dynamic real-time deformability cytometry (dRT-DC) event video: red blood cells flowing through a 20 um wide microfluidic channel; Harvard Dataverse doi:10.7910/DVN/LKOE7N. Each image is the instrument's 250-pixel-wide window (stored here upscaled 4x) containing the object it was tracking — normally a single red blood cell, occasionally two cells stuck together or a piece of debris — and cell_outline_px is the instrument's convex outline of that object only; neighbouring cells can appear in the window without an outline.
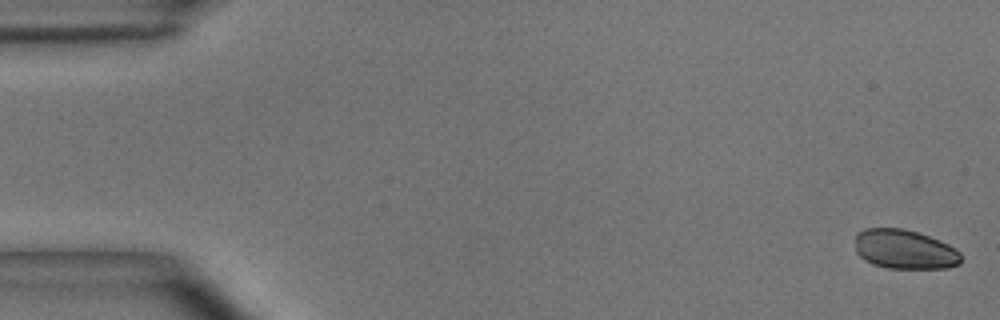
{"species": "common noctule bat (a hibernating species)", "species_latin": "Nyctalus noctula", "temperature_condition": "room temperature", "stored_images_in_passage": 51, "camera_frame_rate_fps": 3000, "um_per_image_px": 0.085, "animal": {"sex": "male", "body_mass_g": 15.6}, "frame": {"image": 1, "passage_image": 2, "time_ms": 0.333, "image_size_px": [1000, 320], "cell_outline_px": [[960, 264], [948, 268], [888, 268], [872, 264], [864, 260], [856, 252], [856, 232], [864, 228], [904, 228], [940, 240], [956, 248], [960, 252]], "centroid_in_image_um": [76.88, 21.19], "position_along_channel_um": 8.1, "area_um2": 24.45}}
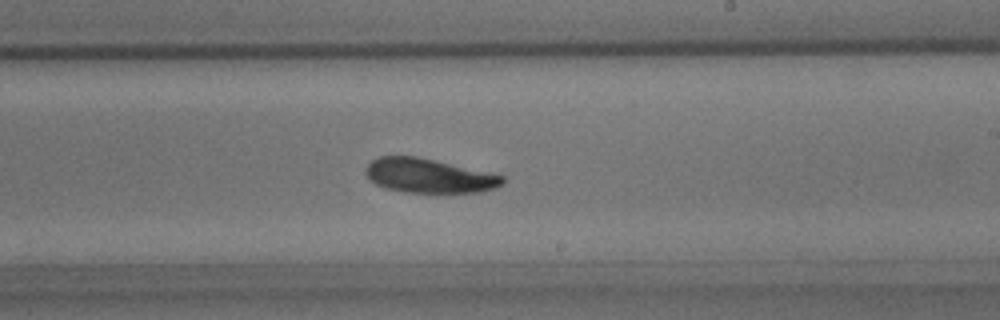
{"frame": {"image": 2, "passage_image": 30, "time_ms": 9.667, "image_size_px": [1000, 320], "cell_outline_px": [[504, 184], [496, 188], [480, 192], [404, 192], [384, 188], [368, 180], [364, 172], [368, 164], [372, 160], [380, 156], [416, 156], [504, 176]], "centroid_in_image_um": [36.41, 14.95], "position_along_channel_um": 252.6, "area_um2": 27.17}}
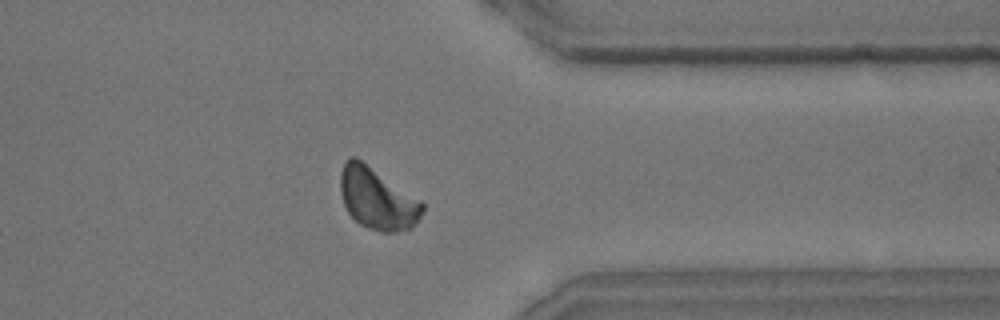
{"frame": {"image": 3, "passage_image": 40, "time_ms": 13.0, "image_size_px": [1000, 320], "cell_outline_px": [[424, 208], [420, 216], [412, 228], [396, 232], [380, 232], [368, 228], [360, 224], [348, 212], [344, 204], [340, 192], [340, 172], [344, 164], [352, 156], [356, 156], [420, 200], [424, 204]], "centroid_in_image_um": [32.06, 16.89], "position_along_channel_um": 379.3, "area_um2": 29.25}}